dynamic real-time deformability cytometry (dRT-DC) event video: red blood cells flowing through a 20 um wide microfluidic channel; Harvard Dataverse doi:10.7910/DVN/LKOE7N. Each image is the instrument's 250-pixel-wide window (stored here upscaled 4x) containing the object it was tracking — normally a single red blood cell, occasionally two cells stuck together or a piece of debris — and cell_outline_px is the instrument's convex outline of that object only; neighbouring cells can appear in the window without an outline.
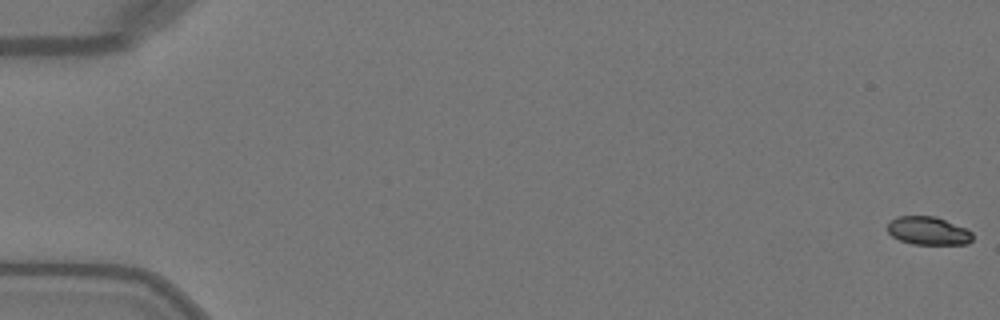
{"species": "Egyptian fruit bat (a non-hibernating species)", "species_latin": "Rousettus aegyptiacus", "temperature_condition": "warm", "stored_images_in_passage": 52, "camera_frame_rate_fps": 3000, "um_per_image_px": 0.085, "animal": {"sex": "female"}, "frame": {"image": 1, "passage_image": 1, "time_ms": 0.0, "image_size_px": [1000, 320], "cell_outline_px": [[972, 240], [968, 244], [912, 244], [900, 240], [892, 236], [888, 232], [888, 224], [896, 216], [936, 216], [968, 228], [972, 232]], "centroid_in_image_um": [78.93, 19.61], "position_along_channel_um": 6.1, "area_um2": 14.1}}
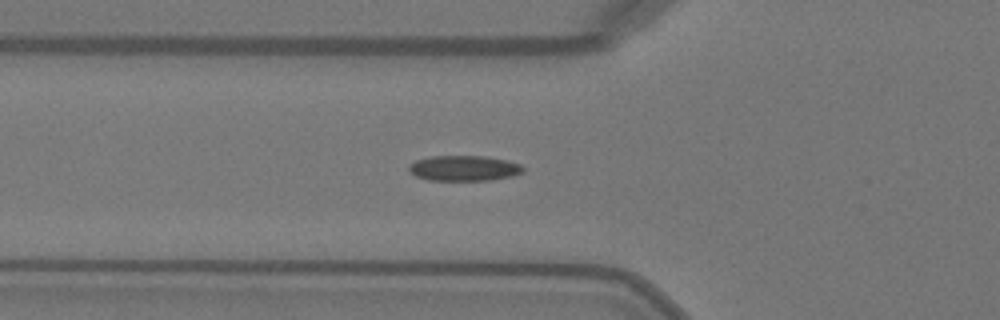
{"frame": {"image": 2, "passage_image": 19, "time_ms": 6.0, "image_size_px": [1000, 320], "cell_outline_px": [[524, 172], [512, 176], [488, 180], [428, 180], [416, 176], [408, 172], [408, 168], [416, 160], [432, 156], [484, 156], [508, 160], [520, 164], [524, 168]], "centroid_in_image_um": [39.45, 14.3], "position_along_channel_um": 86.3, "area_um2": 16.88}}
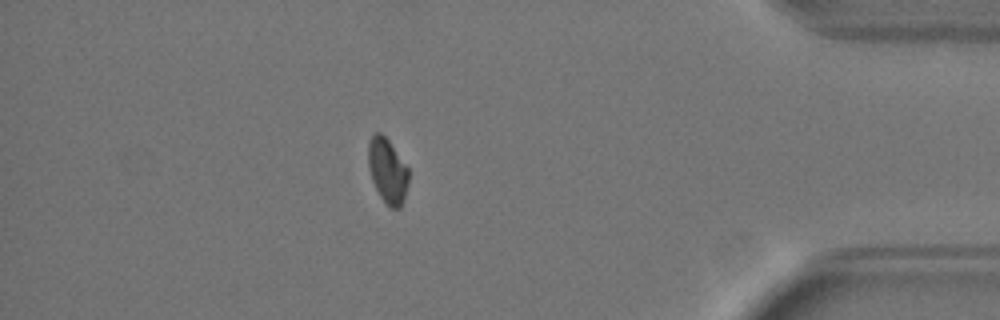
{"frame": {"image": 3, "passage_image": 45, "time_ms": 14.667, "image_size_px": [1000, 320], "cell_outline_px": [[408, 184], [404, 200], [400, 208], [392, 208], [380, 196], [372, 180], [368, 168], [368, 140], [376, 132], [380, 132], [388, 140], [408, 168]], "centroid_in_image_um": [32.93, 14.51], "position_along_channel_um": 402.3, "area_um2": 15.09}}